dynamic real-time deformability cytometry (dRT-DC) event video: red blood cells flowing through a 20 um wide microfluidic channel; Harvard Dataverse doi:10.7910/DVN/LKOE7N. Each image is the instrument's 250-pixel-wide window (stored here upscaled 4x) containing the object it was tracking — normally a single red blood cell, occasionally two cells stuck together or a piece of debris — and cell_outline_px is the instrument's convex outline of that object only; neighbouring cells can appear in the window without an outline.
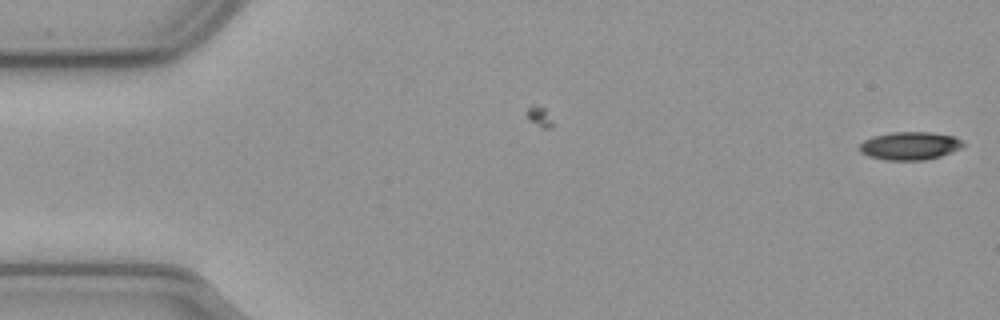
{"species": "common noctule bat (a hibernating species)", "species_latin": "Nyctalus noctula", "temperature_condition": "cold", "stored_images_in_passage": 6, "camera_frame_rate_fps": 3000, "um_per_image_px": 0.085, "animal": {"sex": "male", "body_mass_g": 23.1, "forearm_length_mm": 52.7}, "frame": {"image": 1, "passage_image": 6, "time_ms": 1.667, "image_size_px": [1000, 320], "cell_outline_px": [[964, 144], [960, 148], [952, 152], [940, 156], [924, 160], [884, 160], [868, 156], [860, 152], [860, 144], [864, 140], [872, 136], [892, 132], [932, 132], [956, 136]], "centroid_in_image_um": [77.33, 12.39], "position_along_channel_um": 7.7, "area_um2": 16.99}}